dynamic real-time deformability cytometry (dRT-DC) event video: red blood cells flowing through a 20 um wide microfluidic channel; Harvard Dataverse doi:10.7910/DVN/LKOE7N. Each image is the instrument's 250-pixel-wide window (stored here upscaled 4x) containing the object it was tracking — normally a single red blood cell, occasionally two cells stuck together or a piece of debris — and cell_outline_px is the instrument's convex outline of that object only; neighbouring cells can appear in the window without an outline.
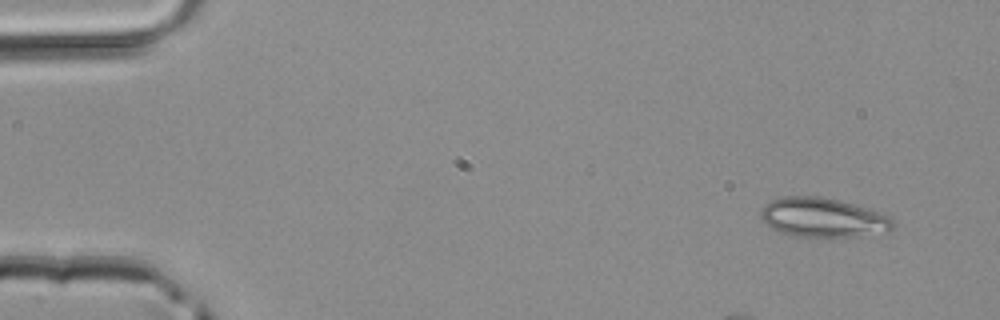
{"species": "common noctule bat (a hibernating species)", "species_latin": "Nyctalus noctula", "temperature_condition": "room temperature", "stored_images_in_passage": 3, "camera_frame_rate_fps": 3000, "um_per_image_px": 0.085, "animal": {"sex": "male", "body_mass_g": 20.4}, "frame": {"image": 1, "passage_image": 1, "time_ms": 0.0, "image_size_px": [1000, 320], "cell_outline_px": [[896, 224], [888, 232], [860, 236], [796, 236], [780, 232], [772, 228], [760, 216], [760, 208], [764, 204], [780, 196], [820, 196], [840, 200], [892, 216], [896, 220]], "centroid_in_image_um": [69.99, 18.48], "position_along_channel_um": 15.0, "area_um2": 30.46}}